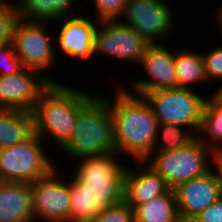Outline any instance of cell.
<instances>
[{"instance_id":"obj_1","label":"cell","mask_w":222,"mask_h":222,"mask_svg":"<svg viewBox=\"0 0 222 222\" xmlns=\"http://www.w3.org/2000/svg\"><path fill=\"white\" fill-rule=\"evenodd\" d=\"M118 157L104 154L76 160L69 177V222H92L101 210L124 201L127 165Z\"/></svg>"},{"instance_id":"obj_2","label":"cell","mask_w":222,"mask_h":222,"mask_svg":"<svg viewBox=\"0 0 222 222\" xmlns=\"http://www.w3.org/2000/svg\"><path fill=\"white\" fill-rule=\"evenodd\" d=\"M121 86L112 95H103L113 119L116 154L127 155L133 161H145L154 150L159 123L143 96Z\"/></svg>"},{"instance_id":"obj_3","label":"cell","mask_w":222,"mask_h":222,"mask_svg":"<svg viewBox=\"0 0 222 222\" xmlns=\"http://www.w3.org/2000/svg\"><path fill=\"white\" fill-rule=\"evenodd\" d=\"M65 84L51 83L32 111L34 133L46 144L55 143L59 149L74 131L79 108L94 94Z\"/></svg>"},{"instance_id":"obj_4","label":"cell","mask_w":222,"mask_h":222,"mask_svg":"<svg viewBox=\"0 0 222 222\" xmlns=\"http://www.w3.org/2000/svg\"><path fill=\"white\" fill-rule=\"evenodd\" d=\"M60 150L74 161L104 154L117 155L113 119L101 93L93 94L79 108L74 131Z\"/></svg>"},{"instance_id":"obj_5","label":"cell","mask_w":222,"mask_h":222,"mask_svg":"<svg viewBox=\"0 0 222 222\" xmlns=\"http://www.w3.org/2000/svg\"><path fill=\"white\" fill-rule=\"evenodd\" d=\"M218 157L198 138L189 145L169 151H153L145 160L166 181L170 189L207 173Z\"/></svg>"},{"instance_id":"obj_6","label":"cell","mask_w":222,"mask_h":222,"mask_svg":"<svg viewBox=\"0 0 222 222\" xmlns=\"http://www.w3.org/2000/svg\"><path fill=\"white\" fill-rule=\"evenodd\" d=\"M45 147L34 133L22 143L0 149V181L31 184L49 174L57 165Z\"/></svg>"},{"instance_id":"obj_7","label":"cell","mask_w":222,"mask_h":222,"mask_svg":"<svg viewBox=\"0 0 222 222\" xmlns=\"http://www.w3.org/2000/svg\"><path fill=\"white\" fill-rule=\"evenodd\" d=\"M143 97L151 106L158 123L186 126L198 134L208 98L205 94L199 90L177 87L147 92Z\"/></svg>"},{"instance_id":"obj_8","label":"cell","mask_w":222,"mask_h":222,"mask_svg":"<svg viewBox=\"0 0 222 222\" xmlns=\"http://www.w3.org/2000/svg\"><path fill=\"white\" fill-rule=\"evenodd\" d=\"M49 26L54 27L52 23L30 22L18 18L13 28L12 43L25 68L39 71L51 83H58L44 72L55 66L58 56L53 43L56 36L50 35L53 30L47 31Z\"/></svg>"},{"instance_id":"obj_9","label":"cell","mask_w":222,"mask_h":222,"mask_svg":"<svg viewBox=\"0 0 222 222\" xmlns=\"http://www.w3.org/2000/svg\"><path fill=\"white\" fill-rule=\"evenodd\" d=\"M172 8L165 0H128L121 16L123 19L119 20L137 31L150 44H164L171 40L177 28Z\"/></svg>"},{"instance_id":"obj_10","label":"cell","mask_w":222,"mask_h":222,"mask_svg":"<svg viewBox=\"0 0 222 222\" xmlns=\"http://www.w3.org/2000/svg\"><path fill=\"white\" fill-rule=\"evenodd\" d=\"M150 43L119 19L99 20L94 42V55L113 57L138 65Z\"/></svg>"},{"instance_id":"obj_11","label":"cell","mask_w":222,"mask_h":222,"mask_svg":"<svg viewBox=\"0 0 222 222\" xmlns=\"http://www.w3.org/2000/svg\"><path fill=\"white\" fill-rule=\"evenodd\" d=\"M60 174L55 167L31 183L34 222H69L70 180Z\"/></svg>"},{"instance_id":"obj_12","label":"cell","mask_w":222,"mask_h":222,"mask_svg":"<svg viewBox=\"0 0 222 222\" xmlns=\"http://www.w3.org/2000/svg\"><path fill=\"white\" fill-rule=\"evenodd\" d=\"M165 45V43L150 44L146 48L139 67H144L145 78H148H133L127 85L130 89L125 88L126 90L143 96L147 92L178 87L175 52L170 51Z\"/></svg>"},{"instance_id":"obj_13","label":"cell","mask_w":222,"mask_h":222,"mask_svg":"<svg viewBox=\"0 0 222 222\" xmlns=\"http://www.w3.org/2000/svg\"><path fill=\"white\" fill-rule=\"evenodd\" d=\"M50 84L39 71L25 67L14 75L0 76V109L32 112Z\"/></svg>"},{"instance_id":"obj_14","label":"cell","mask_w":222,"mask_h":222,"mask_svg":"<svg viewBox=\"0 0 222 222\" xmlns=\"http://www.w3.org/2000/svg\"><path fill=\"white\" fill-rule=\"evenodd\" d=\"M83 13L62 17L53 23L55 27L58 23L61 25L57 31L59 35H56L55 45H58V51L70 60L86 61L93 57L95 59L94 42L99 20L90 19L82 15Z\"/></svg>"},{"instance_id":"obj_15","label":"cell","mask_w":222,"mask_h":222,"mask_svg":"<svg viewBox=\"0 0 222 222\" xmlns=\"http://www.w3.org/2000/svg\"><path fill=\"white\" fill-rule=\"evenodd\" d=\"M173 191L180 219L196 218L221 198L217 160L207 173L178 185Z\"/></svg>"},{"instance_id":"obj_16","label":"cell","mask_w":222,"mask_h":222,"mask_svg":"<svg viewBox=\"0 0 222 222\" xmlns=\"http://www.w3.org/2000/svg\"><path fill=\"white\" fill-rule=\"evenodd\" d=\"M135 163L139 168L127 165L124 175V201L133 209L170 189L165 179L146 161Z\"/></svg>"},{"instance_id":"obj_17","label":"cell","mask_w":222,"mask_h":222,"mask_svg":"<svg viewBox=\"0 0 222 222\" xmlns=\"http://www.w3.org/2000/svg\"><path fill=\"white\" fill-rule=\"evenodd\" d=\"M0 222H34L31 184L0 181Z\"/></svg>"},{"instance_id":"obj_18","label":"cell","mask_w":222,"mask_h":222,"mask_svg":"<svg viewBox=\"0 0 222 222\" xmlns=\"http://www.w3.org/2000/svg\"><path fill=\"white\" fill-rule=\"evenodd\" d=\"M77 0H14L18 18L30 22L54 23L62 17L77 15ZM74 4V5H73ZM73 12V13H72Z\"/></svg>"},{"instance_id":"obj_19","label":"cell","mask_w":222,"mask_h":222,"mask_svg":"<svg viewBox=\"0 0 222 222\" xmlns=\"http://www.w3.org/2000/svg\"><path fill=\"white\" fill-rule=\"evenodd\" d=\"M34 134L32 112L16 109H0V149L14 146Z\"/></svg>"},{"instance_id":"obj_20","label":"cell","mask_w":222,"mask_h":222,"mask_svg":"<svg viewBox=\"0 0 222 222\" xmlns=\"http://www.w3.org/2000/svg\"><path fill=\"white\" fill-rule=\"evenodd\" d=\"M133 211L134 222H180L181 220L172 189L145 203L138 204Z\"/></svg>"},{"instance_id":"obj_21","label":"cell","mask_w":222,"mask_h":222,"mask_svg":"<svg viewBox=\"0 0 222 222\" xmlns=\"http://www.w3.org/2000/svg\"><path fill=\"white\" fill-rule=\"evenodd\" d=\"M175 68L178 87L197 89L195 86L207 81L202 52L200 51H175Z\"/></svg>"},{"instance_id":"obj_22","label":"cell","mask_w":222,"mask_h":222,"mask_svg":"<svg viewBox=\"0 0 222 222\" xmlns=\"http://www.w3.org/2000/svg\"><path fill=\"white\" fill-rule=\"evenodd\" d=\"M197 138L218 158L222 155V107L206 99Z\"/></svg>"},{"instance_id":"obj_23","label":"cell","mask_w":222,"mask_h":222,"mask_svg":"<svg viewBox=\"0 0 222 222\" xmlns=\"http://www.w3.org/2000/svg\"><path fill=\"white\" fill-rule=\"evenodd\" d=\"M196 138L197 135L186 126L159 123L153 151L180 149L189 145Z\"/></svg>"},{"instance_id":"obj_24","label":"cell","mask_w":222,"mask_h":222,"mask_svg":"<svg viewBox=\"0 0 222 222\" xmlns=\"http://www.w3.org/2000/svg\"><path fill=\"white\" fill-rule=\"evenodd\" d=\"M92 222H134V211L123 201L101 210Z\"/></svg>"},{"instance_id":"obj_25","label":"cell","mask_w":222,"mask_h":222,"mask_svg":"<svg viewBox=\"0 0 222 222\" xmlns=\"http://www.w3.org/2000/svg\"><path fill=\"white\" fill-rule=\"evenodd\" d=\"M128 0H93L97 20L120 19ZM96 15V16H95Z\"/></svg>"},{"instance_id":"obj_26","label":"cell","mask_w":222,"mask_h":222,"mask_svg":"<svg viewBox=\"0 0 222 222\" xmlns=\"http://www.w3.org/2000/svg\"><path fill=\"white\" fill-rule=\"evenodd\" d=\"M24 68L21 59L17 56L13 43L0 48V76H10Z\"/></svg>"},{"instance_id":"obj_27","label":"cell","mask_w":222,"mask_h":222,"mask_svg":"<svg viewBox=\"0 0 222 222\" xmlns=\"http://www.w3.org/2000/svg\"><path fill=\"white\" fill-rule=\"evenodd\" d=\"M204 68L207 81H222V45H218L212 51L203 53ZM212 79V80H211Z\"/></svg>"},{"instance_id":"obj_28","label":"cell","mask_w":222,"mask_h":222,"mask_svg":"<svg viewBox=\"0 0 222 222\" xmlns=\"http://www.w3.org/2000/svg\"><path fill=\"white\" fill-rule=\"evenodd\" d=\"M17 19L15 2L9 1L0 9V41H12L13 28Z\"/></svg>"},{"instance_id":"obj_29","label":"cell","mask_w":222,"mask_h":222,"mask_svg":"<svg viewBox=\"0 0 222 222\" xmlns=\"http://www.w3.org/2000/svg\"><path fill=\"white\" fill-rule=\"evenodd\" d=\"M196 219L200 222H222V198L209 205Z\"/></svg>"},{"instance_id":"obj_30","label":"cell","mask_w":222,"mask_h":222,"mask_svg":"<svg viewBox=\"0 0 222 222\" xmlns=\"http://www.w3.org/2000/svg\"><path fill=\"white\" fill-rule=\"evenodd\" d=\"M208 98L215 103L216 105H219L222 107V83L219 85L218 88L215 89V92L210 94Z\"/></svg>"},{"instance_id":"obj_31","label":"cell","mask_w":222,"mask_h":222,"mask_svg":"<svg viewBox=\"0 0 222 222\" xmlns=\"http://www.w3.org/2000/svg\"><path fill=\"white\" fill-rule=\"evenodd\" d=\"M218 11L216 12L217 14L215 15L216 16V23L219 24L217 26H219L218 29H220V31H222V3H221V6L218 7ZM222 33V32H221ZM222 36V34H221Z\"/></svg>"},{"instance_id":"obj_32","label":"cell","mask_w":222,"mask_h":222,"mask_svg":"<svg viewBox=\"0 0 222 222\" xmlns=\"http://www.w3.org/2000/svg\"><path fill=\"white\" fill-rule=\"evenodd\" d=\"M217 171L220 181V191H221V198H222V161L218 158L217 159Z\"/></svg>"},{"instance_id":"obj_33","label":"cell","mask_w":222,"mask_h":222,"mask_svg":"<svg viewBox=\"0 0 222 222\" xmlns=\"http://www.w3.org/2000/svg\"><path fill=\"white\" fill-rule=\"evenodd\" d=\"M180 222H200V221L196 218H186V219L180 220Z\"/></svg>"},{"instance_id":"obj_34","label":"cell","mask_w":222,"mask_h":222,"mask_svg":"<svg viewBox=\"0 0 222 222\" xmlns=\"http://www.w3.org/2000/svg\"><path fill=\"white\" fill-rule=\"evenodd\" d=\"M8 2V0H0V9H2Z\"/></svg>"},{"instance_id":"obj_35","label":"cell","mask_w":222,"mask_h":222,"mask_svg":"<svg viewBox=\"0 0 222 222\" xmlns=\"http://www.w3.org/2000/svg\"><path fill=\"white\" fill-rule=\"evenodd\" d=\"M12 41H0V48L5 45V44H8V43H11Z\"/></svg>"}]
</instances>
